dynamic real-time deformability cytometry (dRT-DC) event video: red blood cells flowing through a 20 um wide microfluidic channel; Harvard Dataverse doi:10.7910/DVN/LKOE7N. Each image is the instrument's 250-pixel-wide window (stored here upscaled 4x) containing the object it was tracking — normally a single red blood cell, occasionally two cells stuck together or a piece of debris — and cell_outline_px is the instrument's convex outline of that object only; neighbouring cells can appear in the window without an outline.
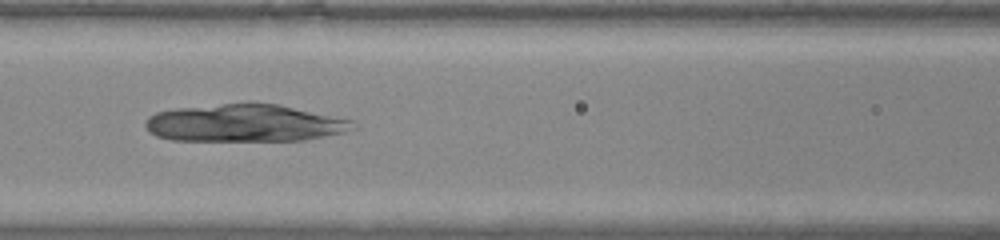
{"species": "common noctule bat (a hibernating species)", "species_latin": "Nyctalus noctula", "temperature_condition": "warm", "stored_images_in_passage": 38, "camera_frame_rate_fps": 3000, "um_per_image_px": 0.085, "animal": {"sex": "male", "body_mass_g": 20.0, "forearm_length_mm": 53.3}, "frame": {"image": 1, "passage_image": 23, "time_ms": 7.333, "image_size_px": [1000, 240], "cell_outline_px": [[272, 128], [264, 136], [168, 136], [156, 132], [152, 128], [152, 120], [156, 116], [168, 112], [216, 112]], "centroid_in_image_um": [17.46, 10.64], "position_along_channel_um": 149.1, "area_um2": 16.65}}
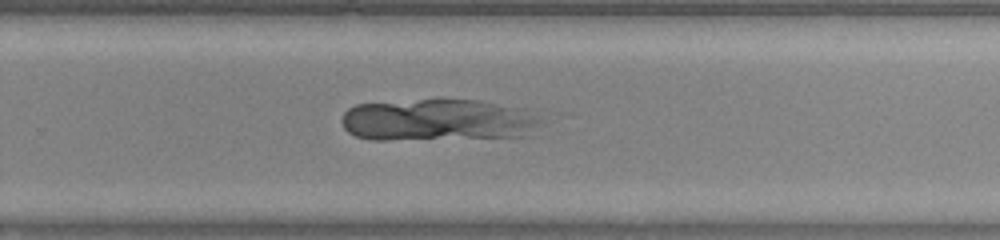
{"frame": {"image": 2, "passage_image": 33, "time_ms": 10.667, "image_size_px": [1000, 240], "cell_outline_px": [[452, 128], [432, 136], [364, 136], [352, 132], [348, 128], [344, 120], [348, 112], [352, 108], [364, 104], [432, 100], [448, 100]], "centroid_in_image_um": [34.02, 10.09], "position_along_channel_um": 295.8, "area_um2": 24.16}}
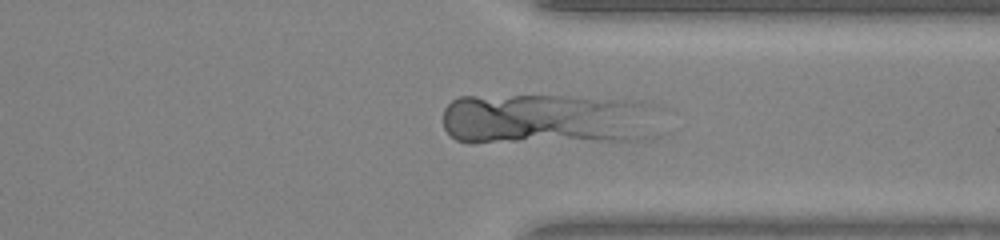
{"frame": {"image": 3, "passage_image": 38, "time_ms": 12.333, "image_size_px": [1000, 240], "cell_outline_px": [[540, 128], [524, 136], [484, 140], [460, 140], [456, 136], [468, 100], [480, 100], [532, 124]], "centroid_in_image_um": [41.71, 10.48], "position_along_channel_um": 369.7, "area_um2": 15.14}}